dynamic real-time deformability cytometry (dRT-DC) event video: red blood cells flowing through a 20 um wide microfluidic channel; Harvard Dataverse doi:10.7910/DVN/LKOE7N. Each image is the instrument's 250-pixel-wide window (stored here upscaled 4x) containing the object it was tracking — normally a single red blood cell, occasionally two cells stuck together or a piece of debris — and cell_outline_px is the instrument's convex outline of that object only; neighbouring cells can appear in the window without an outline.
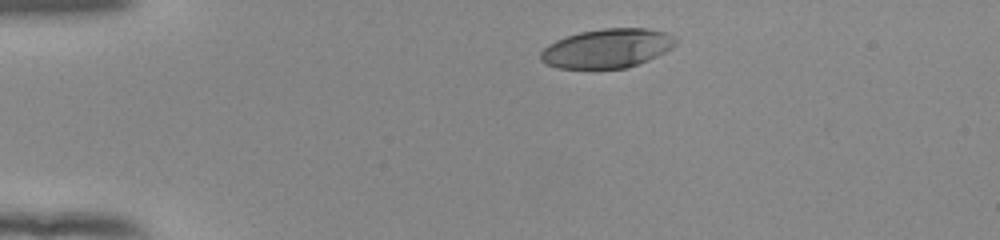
{"species": "human", "species_latin": "Homo sapiens", "temperature_condition": "room temperature", "stored_images_in_passage": 38, "camera_frame_rate_fps": 3000, "um_per_image_px": 0.085, "donor": {"sex": "female"}, "frame": {"image": 1, "passage_image": 1, "time_ms": 0.0, "image_size_px": [1000, 240], "cell_outline_px": [[676, 44], [672, 48], [648, 60], [628, 68], [556, 68], [544, 64], [540, 60], [540, 52], [548, 44], [556, 40], [580, 32], [604, 28], [644, 28], [668, 32], [676, 36]], "centroid_in_image_um": [51.61, 4.11], "position_along_channel_um": 33.4, "area_um2": 30.92}}
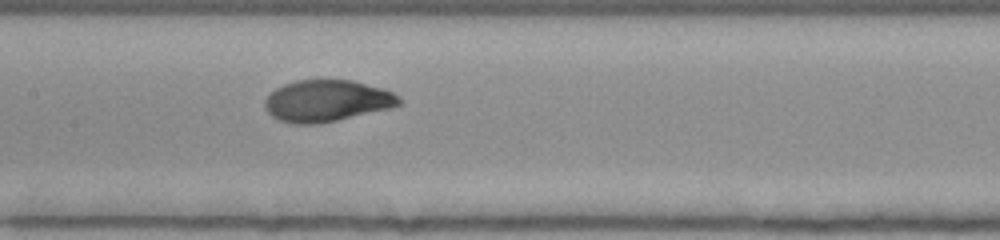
{"frame": {"image": 2, "passage_image": 17, "time_ms": 5.333, "image_size_px": [1000, 240], "cell_outline_px": [[400, 104], [392, 108], [320, 124], [292, 124], [280, 120], [272, 116], [264, 108], [264, 100], [276, 88], [284, 84], [296, 80], [352, 80], [384, 88], [392, 92], [400, 100]], "centroid_in_image_um": [27.77, 8.58], "position_along_channel_um": 179.6, "area_um2": 32.66}}
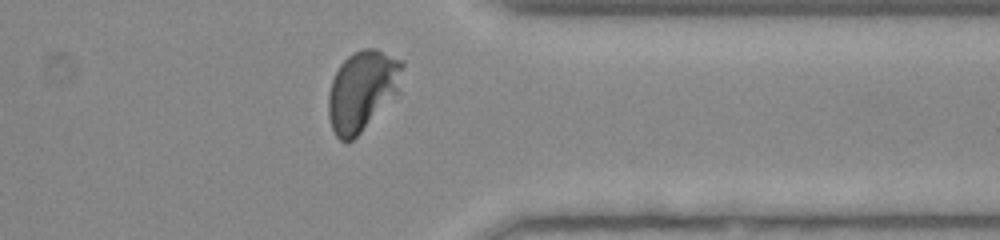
{"frame": {"image": 3, "passage_image": 33, "time_ms": 10.667, "image_size_px": [1000, 240], "cell_outline_px": [[404, 64], [400, 92], [348, 144], [340, 140], [336, 136], [332, 128], [328, 116], [328, 96], [332, 80], [340, 64], [348, 56], [360, 48], [376, 48], [404, 60]], "centroid_in_image_um": [30.82, 7.68], "position_along_channel_um": 380.6, "area_um2": 34.97}, "authors_computed_cell_mechanics": {"area_um2": 32.8304, "velocity_mm_per_s": 3.8598, "shape_relaxation_time_tau1_ms": 2.8701, "shape_relaxation_time_tau2_ms": null, "deformation_change_tau1": 0.1999, "deformation_change_tau2": null}}